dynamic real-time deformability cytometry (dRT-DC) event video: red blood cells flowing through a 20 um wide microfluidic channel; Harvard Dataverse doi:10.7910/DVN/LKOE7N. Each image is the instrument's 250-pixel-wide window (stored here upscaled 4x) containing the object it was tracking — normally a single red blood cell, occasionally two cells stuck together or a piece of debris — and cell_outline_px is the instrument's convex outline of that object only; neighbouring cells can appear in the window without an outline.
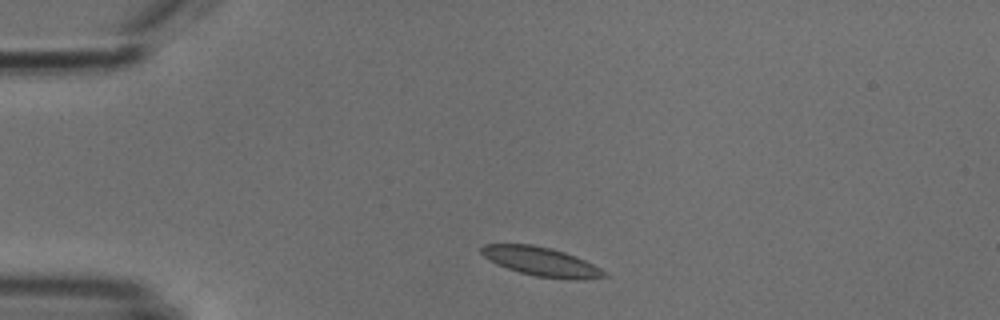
{"species": "common noctule bat (a hibernating species)", "species_latin": "Nyctalus noctula", "temperature_condition": "cold", "stored_images_in_passage": 2, "camera_frame_rate_fps": 3000, "um_per_image_px": 0.085, "animal": {"sex": "male", "body_mass_g": 18.8}, "frame": {"image": 1, "passage_image": 2, "time_ms": 1.333, "image_size_px": [1000, 320], "cell_outline_px": [[608, 276], [584, 280], [568, 280], [536, 276], [520, 272], [496, 264], [488, 260], [480, 252], [480, 248], [484, 244], [532, 244], [552, 248], [576, 256], [600, 268]], "centroid_in_image_um": [46.0, 22.24], "position_along_channel_um": 39.0, "area_um2": 20.81}}